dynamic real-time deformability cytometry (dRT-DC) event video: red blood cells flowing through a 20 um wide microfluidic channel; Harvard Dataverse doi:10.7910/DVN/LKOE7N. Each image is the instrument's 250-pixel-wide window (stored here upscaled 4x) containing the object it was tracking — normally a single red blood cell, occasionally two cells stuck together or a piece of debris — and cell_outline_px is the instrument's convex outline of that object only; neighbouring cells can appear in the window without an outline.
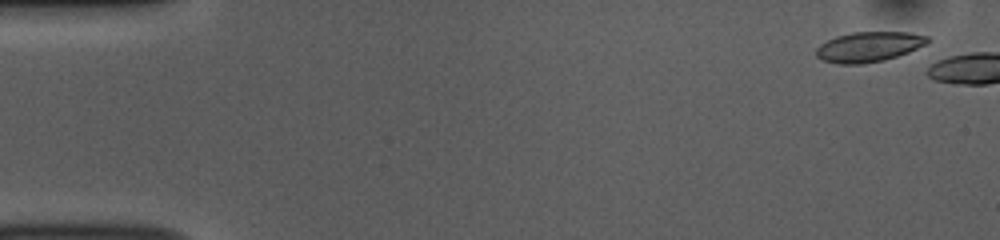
{"species": "common noctule bat (a hibernating species)", "species_latin": "Nyctalus noctula", "temperature_condition": "room temperature", "stored_images_in_passage": 6, "camera_frame_rate_fps": 3000, "um_per_image_px": 0.085, "animal": {"sex": "female", "body_mass_g": 10.0, "forearm_length_mm": 53.1}, "frame": {"image": 1, "passage_image": 3, "time_ms": 0.667, "image_size_px": [1000, 240], "cell_outline_px": [[932, 40], [928, 44], [908, 52], [884, 60], [860, 64], [840, 64], [820, 60], [816, 56], [816, 48], [820, 44], [836, 36], [852, 32], [908, 32], [928, 36]], "centroid_in_image_um": [73.86, 3.97], "position_along_channel_um": 11.1, "area_um2": 19.65}}